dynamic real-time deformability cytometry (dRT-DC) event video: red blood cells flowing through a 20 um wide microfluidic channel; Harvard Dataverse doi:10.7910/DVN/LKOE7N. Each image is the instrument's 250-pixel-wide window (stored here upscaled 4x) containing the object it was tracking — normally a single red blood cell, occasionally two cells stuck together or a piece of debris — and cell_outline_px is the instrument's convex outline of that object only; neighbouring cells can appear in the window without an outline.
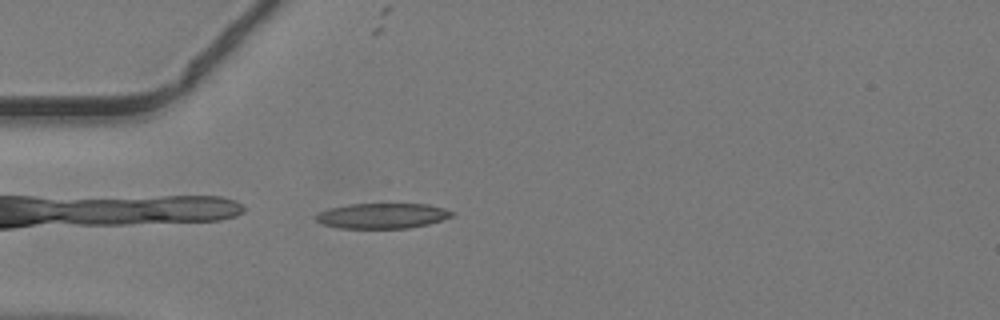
{"species": "common noctule bat (a hibernating species)", "species_latin": "Nyctalus noctula", "temperature_condition": "warm", "stored_images_in_passage": 32, "camera_frame_rate_fps": 3000, "um_per_image_px": 0.085, "animal": {"sex": "male", "body_mass_g": 19.2, "forearm_length_mm": 51.8}, "frame": {"image": 1, "passage_image": 1, "time_ms": 0.0, "image_size_px": [1000, 320], "cell_outline_px": [[456, 216], [428, 224], [408, 228], [340, 228], [324, 224], [316, 220], [316, 216], [320, 212], [328, 208], [348, 204], [428, 204], [444, 208], [456, 212]], "centroid_in_image_um": [32.56, 18.34], "position_along_channel_um": 52.4, "area_um2": 20.11}}
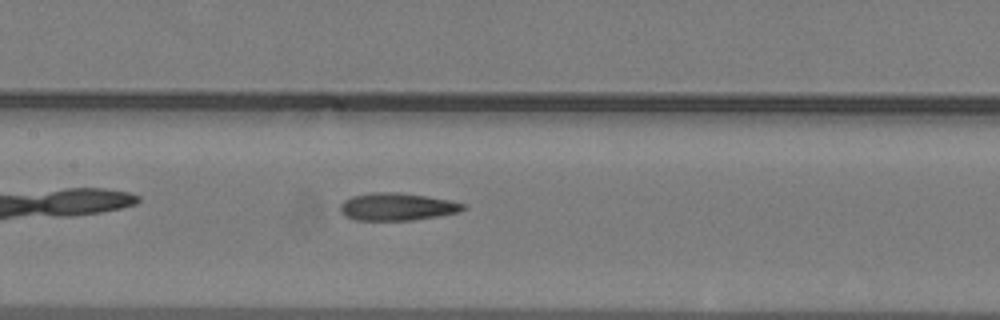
{"frame": {"image": 2, "passage_image": 10, "time_ms": 3.0, "image_size_px": [1000, 320], "cell_outline_px": [[468, 208], [456, 212], [440, 216], [412, 220], [356, 220], [344, 216], [340, 212], [340, 204], [344, 200], [352, 196], [372, 192], [400, 192], [428, 196], [448, 200], [464, 204]], "centroid_in_image_um": [33.72, 17.57], "position_along_channel_um": 173.7, "area_um2": 19.83}}
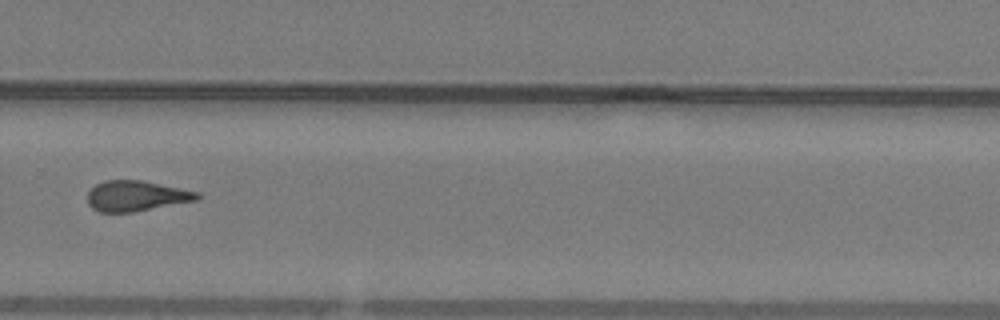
{"frame": {"image": 3, "passage_image": 20, "time_ms": 6.333, "image_size_px": [1000, 320], "cell_outline_px": [[200, 196], [196, 200], [132, 212], [100, 212], [92, 208], [88, 204], [88, 192], [96, 184], [104, 180], [144, 180], [200, 192]], "centroid_in_image_um": [11.57, 16.64], "position_along_channel_um": 318.2, "area_um2": 19.42}}